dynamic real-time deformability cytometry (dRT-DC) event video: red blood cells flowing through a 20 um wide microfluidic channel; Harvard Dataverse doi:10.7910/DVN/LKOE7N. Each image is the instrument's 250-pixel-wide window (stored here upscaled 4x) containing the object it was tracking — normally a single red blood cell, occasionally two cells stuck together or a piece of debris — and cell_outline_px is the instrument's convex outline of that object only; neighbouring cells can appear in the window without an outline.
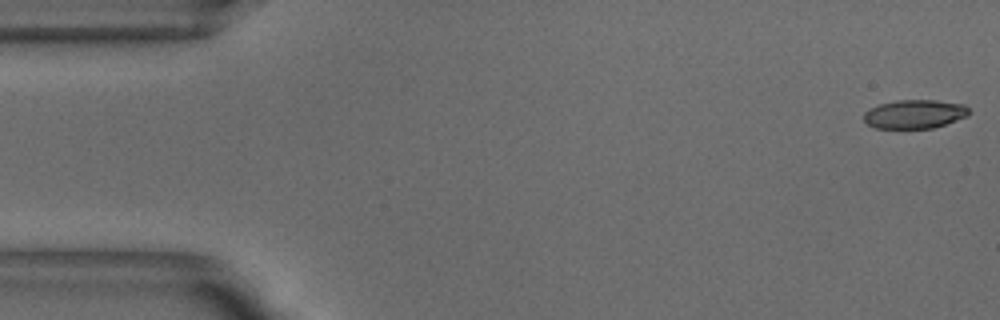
{"species": "common noctule bat (a hibernating species)", "species_latin": "Nyctalus noctula", "temperature_condition": "warm", "stored_images_in_passage": 52, "camera_frame_rate_fps": 3000, "um_per_image_px": 0.085, "animal": {"sex": "male", "body_mass_g": 18.8}, "frame": {"image": 1, "passage_image": 1, "time_ms": 0.0, "image_size_px": [1000, 320], "cell_outline_px": [[972, 112], [968, 116], [932, 128], [876, 128], [868, 124], [864, 120], [864, 112], [868, 108], [880, 104], [896, 100], [936, 100], [964, 104]], "centroid_in_image_um": [77.75, 9.69], "position_along_channel_um": 7.2, "area_um2": 17.69}}
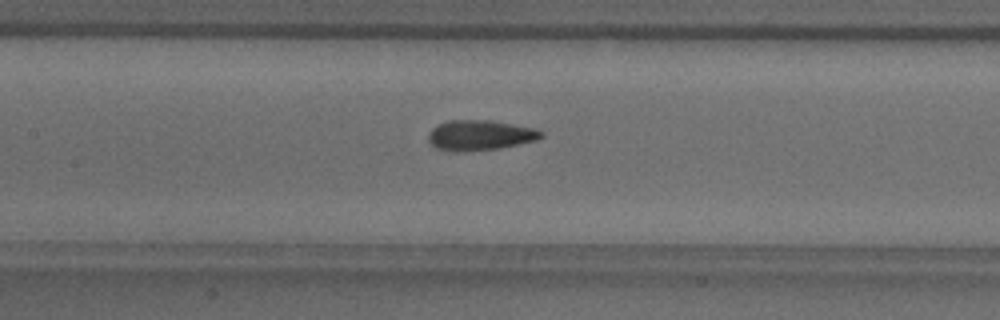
{"frame": {"image": 2, "passage_image": 23, "time_ms": 7.333, "image_size_px": [1000, 320], "cell_outline_px": [[544, 136], [536, 140], [496, 148], [460, 152], [436, 148], [428, 140], [428, 132], [436, 124], [448, 120], [492, 120], [532, 128], [544, 132]], "centroid_in_image_um": [40.75, 11.48], "position_along_channel_um": 166.7, "area_um2": 19.71}}
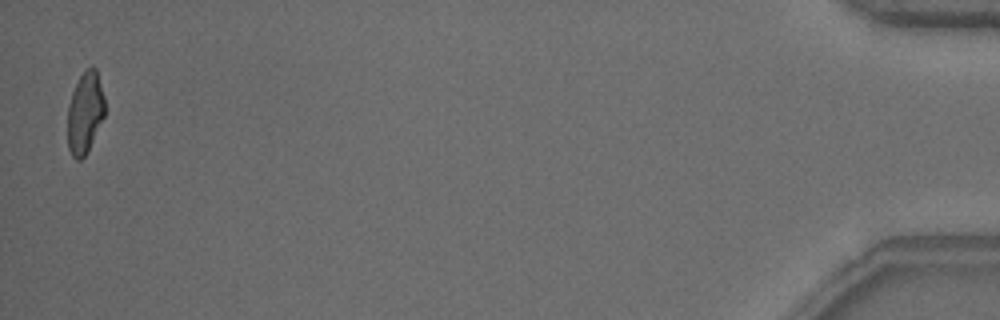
{"frame": {"image": 3, "passage_image": 51, "time_ms": 16.667, "image_size_px": [1000, 320], "cell_outline_px": [[104, 116], [88, 152], [80, 160], [76, 160], [72, 156], [68, 148], [68, 104], [72, 92], [80, 76], [92, 64], [96, 68], [104, 96]], "centroid_in_image_um": [7.22, 9.6], "position_along_channel_um": 428.0, "area_um2": 17.69}, "authors_computed_cell_mechanics": {"area_um2": 18.9584, "velocity_mm_per_s": 3.8572, "shape_relaxation_time_tau1_ms": 4.2703, "shape_relaxation_time_tau2_ms": 1.4575, "deformation_change_tau1": 0.1727, "deformation_change_tau2": 0.0975}}